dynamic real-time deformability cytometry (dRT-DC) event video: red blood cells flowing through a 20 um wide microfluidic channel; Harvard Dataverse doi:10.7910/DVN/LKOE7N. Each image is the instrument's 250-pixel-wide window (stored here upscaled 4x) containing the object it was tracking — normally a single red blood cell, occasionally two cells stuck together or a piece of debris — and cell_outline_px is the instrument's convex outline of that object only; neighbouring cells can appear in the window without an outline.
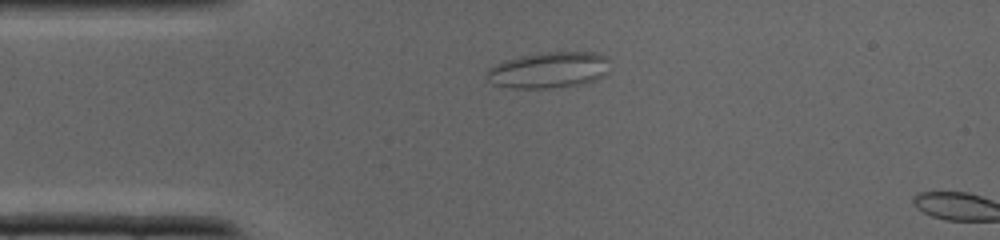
{"species": "common noctule bat (a hibernating species)", "species_latin": "Nyctalus noctula", "temperature_condition": "cold", "stored_images_in_passage": 2, "camera_frame_rate_fps": 3000, "um_per_image_px": 0.085, "animal": {"sex": "male", "body_mass_g": 19.0, "forearm_length_mm": 50.8}, "frame": {"image": 1, "passage_image": 1, "time_ms": 0.0, "image_size_px": [1000, 240], "cell_outline_px": [[608, 72], [604, 76], [588, 84], [552, 88], [512, 88], [492, 84], [484, 76], [488, 68], [504, 60], [524, 56], [548, 52], [592, 52], [608, 56]], "centroid_in_image_um": [46.67, 5.97], "position_along_channel_um": 38.3, "area_um2": 26.24}}